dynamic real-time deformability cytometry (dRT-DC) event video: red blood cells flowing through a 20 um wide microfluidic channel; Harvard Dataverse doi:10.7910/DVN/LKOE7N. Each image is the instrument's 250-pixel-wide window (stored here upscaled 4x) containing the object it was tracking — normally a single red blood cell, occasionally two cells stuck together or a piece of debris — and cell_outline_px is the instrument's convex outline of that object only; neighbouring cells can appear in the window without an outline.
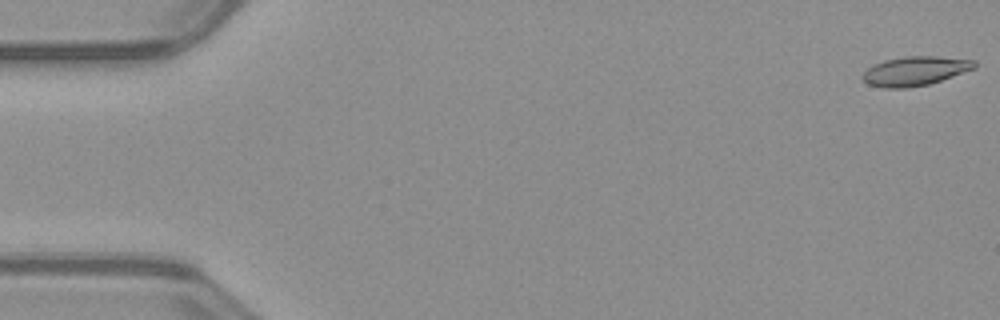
{"species": "common noctule bat (a hibernating species)", "species_latin": "Nyctalus noctula", "temperature_condition": "warm", "stored_images_in_passage": 52, "camera_frame_rate_fps": 3000, "um_per_image_px": 0.085, "animal": {"sex": "male", "body_mass_g": 23.1, "forearm_length_mm": 52.7}, "frame": {"image": 1, "passage_image": 1, "time_ms": 0.0, "image_size_px": [1000, 320], "cell_outline_px": [[976, 68], [928, 84], [908, 88], [884, 88], [868, 84], [860, 76], [868, 68], [884, 60], [904, 56], [936, 56], [976, 60]], "centroid_in_image_um": [77.78, 6.03], "position_along_channel_um": 7.2, "area_um2": 18.96}}
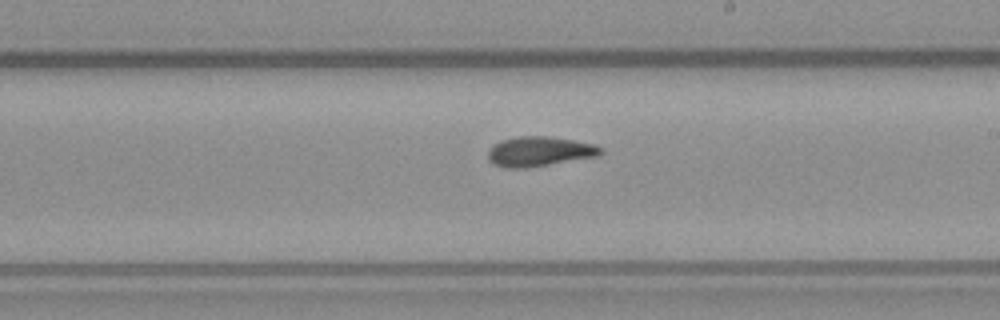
{"frame": {"image": 2, "passage_image": 30, "time_ms": 9.667, "image_size_px": [1000, 320], "cell_outline_px": [[604, 152], [600, 156], [528, 168], [508, 168], [492, 164], [488, 160], [488, 148], [500, 140], [520, 136], [548, 136], [596, 144], [604, 148]], "centroid_in_image_um": [45.87, 12.88], "position_along_channel_um": 243.1, "area_um2": 19.94}}
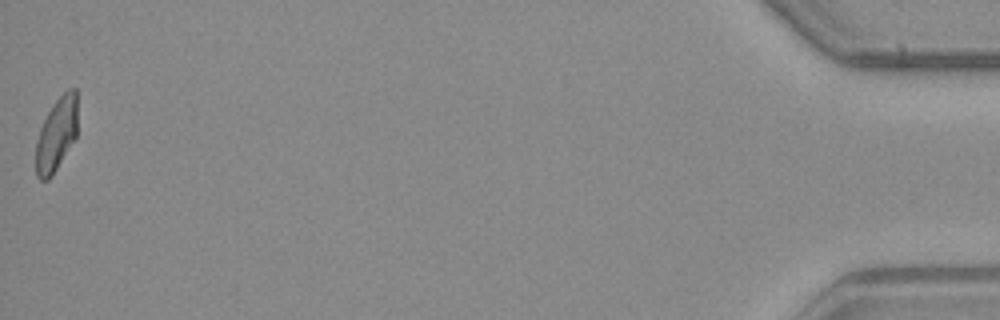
{"frame": {"image": 3, "passage_image": 52, "time_ms": 17.0, "image_size_px": [1000, 320], "cell_outline_px": [[76, 136], [52, 176], [48, 180], [40, 180], [36, 176], [36, 140], [40, 128], [52, 104], [68, 88], [76, 88]], "centroid_in_image_um": [4.78, 11.43], "position_along_channel_um": 430.4, "area_um2": 17.63}, "authors_computed_cell_mechanics": {"area_um2": 19.1029, "velocity_mm_per_s": 3.9947, "shape_relaxation_time_tau1_ms": 8.5515, "shape_relaxation_time_tau2_ms": 2.667, "deformation_change_tau1": 0.2424, "deformation_change_tau2": 0.0936}}